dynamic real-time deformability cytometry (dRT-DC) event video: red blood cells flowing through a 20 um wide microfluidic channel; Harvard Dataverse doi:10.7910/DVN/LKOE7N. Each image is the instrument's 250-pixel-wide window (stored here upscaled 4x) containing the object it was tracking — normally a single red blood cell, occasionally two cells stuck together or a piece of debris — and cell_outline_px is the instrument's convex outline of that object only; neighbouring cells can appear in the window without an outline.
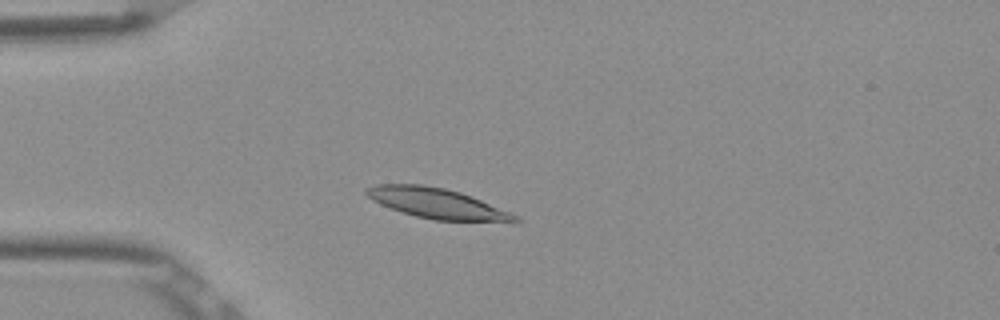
{"species": "Egyptian fruit bat (a non-hibernating species)", "species_latin": "Rousettus aegyptiacus", "temperature_condition": "room temperature", "stored_images_in_passage": 4, "camera_frame_rate_fps": 3000, "um_per_image_px": 0.085, "frame": {"image": 1, "passage_image": 4, "time_ms": 1.0, "image_size_px": [1000, 320], "cell_outline_px": [[520, 224], [516, 224], [432, 220], [400, 212], [380, 204], [372, 200], [364, 192], [364, 188], [376, 184], [420, 184], [444, 188], [460, 192], [480, 200], [508, 212], [516, 216], [520, 220]], "centroid_in_image_um": [37.19, 17.33], "position_along_channel_um": 47.8, "area_um2": 26.7}}